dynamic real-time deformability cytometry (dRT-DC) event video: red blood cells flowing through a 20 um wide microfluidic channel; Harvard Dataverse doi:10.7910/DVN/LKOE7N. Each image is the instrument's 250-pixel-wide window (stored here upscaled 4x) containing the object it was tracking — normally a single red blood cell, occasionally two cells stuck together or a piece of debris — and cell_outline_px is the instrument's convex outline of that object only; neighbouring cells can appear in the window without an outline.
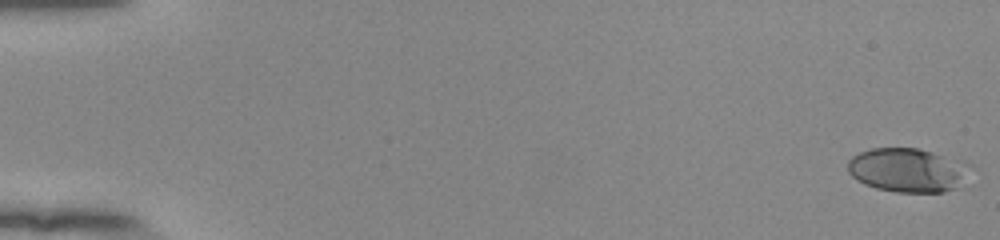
{"species": "human", "species_latin": "Homo sapiens", "temperature_condition": "room temperature", "stored_images_in_passage": 54, "camera_frame_rate_fps": 3000, "um_per_image_px": 0.085, "donor": {"sex": "female"}, "frame": {"image": 1, "passage_image": 1, "time_ms": 0.0, "image_size_px": [1000, 240], "cell_outline_px": [[976, 168], [956, 188], [944, 192], [896, 192], [876, 188], [864, 184], [856, 180], [848, 172], [848, 160], [852, 156], [860, 152], [872, 148], [920, 148], [964, 160], [972, 164]], "centroid_in_image_um": [77.24, 14.45], "position_along_channel_um": 7.8, "area_um2": 32.14}}
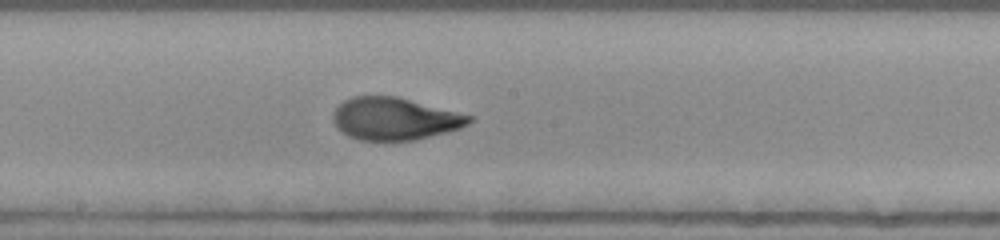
{"frame": {"image": 2, "passage_image": 31, "time_ms": 10.0, "image_size_px": [1000, 240], "cell_outline_px": [[472, 120], [468, 124], [460, 128], [448, 132], [416, 140], [360, 140], [348, 136], [336, 128], [332, 120], [332, 116], [336, 108], [344, 100], [352, 96], [396, 96], [472, 116]], "centroid_in_image_um": [33.51, 10.1], "position_along_channel_um": 214.7, "area_um2": 33.52}}
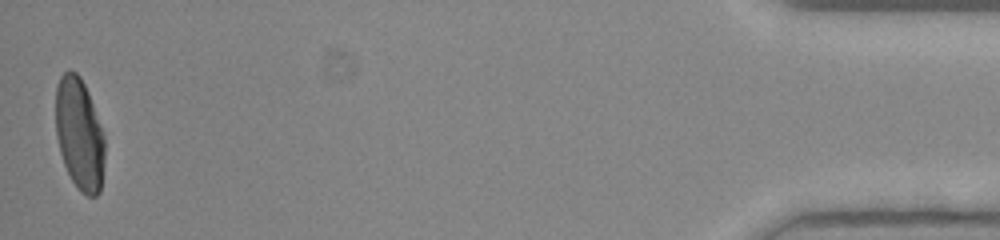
{"frame": {"image": 3, "passage_image": 54, "time_ms": 17.667, "image_size_px": [1000, 240], "cell_outline_px": [[104, 160], [100, 192], [96, 196], [88, 196], [80, 192], [76, 188], [64, 164], [60, 152], [56, 136], [56, 84], [60, 76], [68, 68], [76, 72], [80, 76], [88, 92], [104, 136]], "centroid_in_image_um": [6.73, 11.39], "position_along_channel_um": 428.5, "area_um2": 32.02}, "authors_computed_cell_mechanics": {"area_um2": 32.9171, "velocity_mm_per_s": 3.8958, "shape_relaxation_time_tau1_ms": 4.3228, "shape_relaxation_time_tau2_ms": 0.766, "deformation_change_tau1": 0.1988, "deformation_change_tau2": 0.0629}}